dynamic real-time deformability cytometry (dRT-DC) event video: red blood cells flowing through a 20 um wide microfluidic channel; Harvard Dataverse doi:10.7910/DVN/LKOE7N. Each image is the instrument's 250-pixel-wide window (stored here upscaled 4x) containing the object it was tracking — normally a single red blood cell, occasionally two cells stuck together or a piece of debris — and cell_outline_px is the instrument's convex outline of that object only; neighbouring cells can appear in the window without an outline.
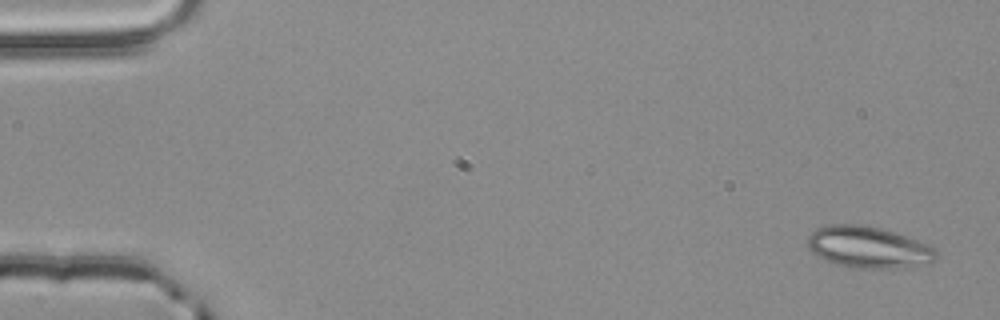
{"species": "common noctule bat (a hibernating species)", "species_latin": "Nyctalus noctula", "temperature_condition": "room temperature", "stored_images_in_passage": 53, "camera_frame_rate_fps": 3000, "um_per_image_px": 0.085, "animal": {"sex": "male", "body_mass_g": 20.4}, "frame": {"image": 1, "passage_image": 1, "time_ms": 0.0, "image_size_px": [1000, 320], "cell_outline_px": [[936, 260], [932, 264], [888, 268], [852, 268], [836, 264], [824, 260], [816, 256], [808, 248], [808, 236], [816, 228], [828, 224], [856, 224], [880, 228], [928, 244], [936, 248]], "centroid_in_image_um": [73.8, 21.02], "position_along_channel_um": 11.2, "area_um2": 31.21}}
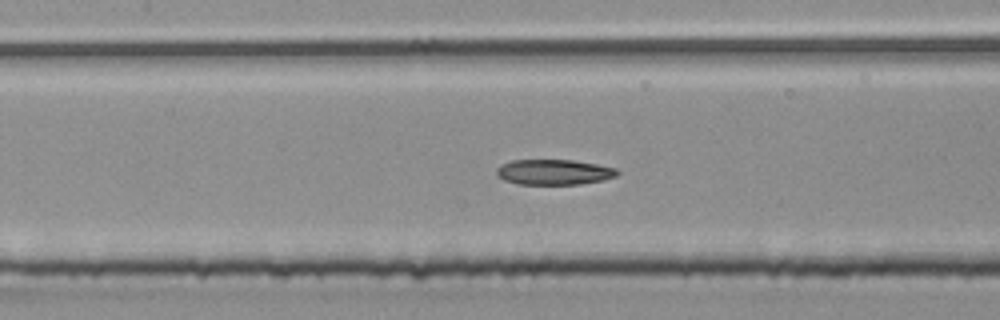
{"frame": {"image": 2, "passage_image": 24, "time_ms": 7.667, "image_size_px": [1000, 320], "cell_outline_px": [[620, 172], [616, 176], [604, 180], [580, 184], [516, 184], [504, 180], [496, 172], [496, 168], [500, 164], [512, 160], [572, 160], [596, 164], [616, 168]], "centroid_in_image_um": [47.08, 14.63], "position_along_channel_um": 160.3, "area_um2": 17.86}}
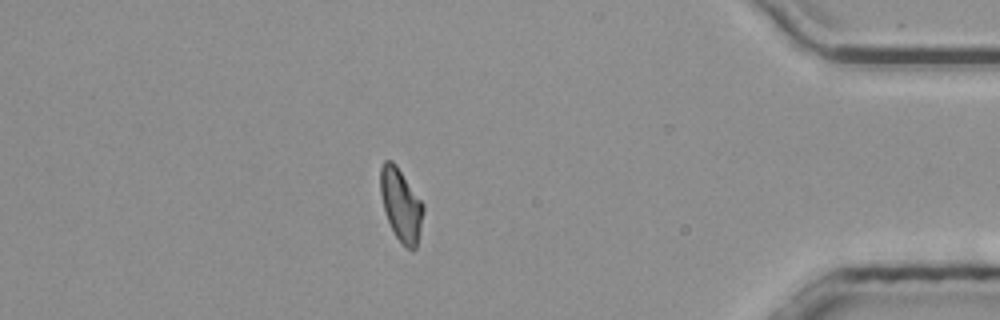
{"frame": {"image": 3, "passage_image": 46, "time_ms": 15.0, "image_size_px": [1000, 320], "cell_outline_px": [[424, 212], [416, 248], [412, 252], [396, 236], [388, 220], [384, 208], [380, 192], [380, 168], [384, 160], [392, 160], [396, 164], [424, 204]], "centroid_in_image_um": [34.09, 17.38], "position_along_channel_um": 401.1, "area_um2": 17.98}, "authors_computed_cell_mechanics": {"area_um2": 18.4382, "velocity_mm_per_s": 3.8631, "shape_relaxation_time_tau1_ms": null, "shape_relaxation_time_tau2_ms": 5.0816, "deformation_change_tau1": null, "deformation_change_tau2": 0.1104}}